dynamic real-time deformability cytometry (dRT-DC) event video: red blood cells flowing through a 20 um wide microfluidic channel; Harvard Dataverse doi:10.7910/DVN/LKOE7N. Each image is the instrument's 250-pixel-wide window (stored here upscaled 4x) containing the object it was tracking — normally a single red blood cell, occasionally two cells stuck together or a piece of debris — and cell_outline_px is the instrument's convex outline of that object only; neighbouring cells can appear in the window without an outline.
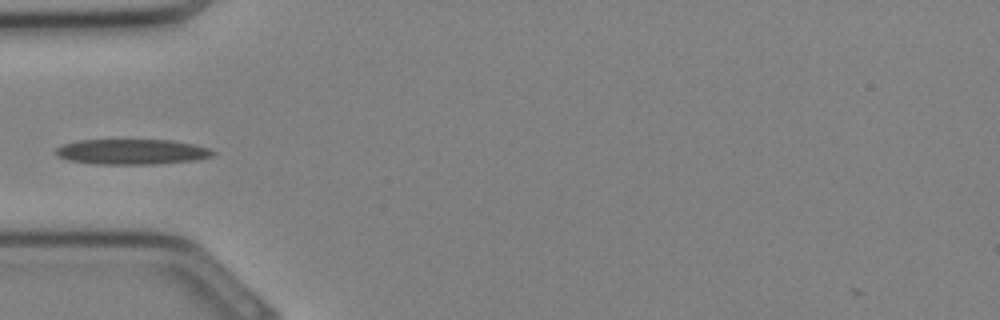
{"species": "Egyptian fruit bat (a non-hibernating species)", "species_latin": "Rousettus aegyptiacus", "temperature_condition": "cold", "stored_images_in_passage": 23, "camera_frame_rate_fps": 3000, "um_per_image_px": 0.085, "animal": {"sex": "female"}, "frame": {"image": 1, "passage_image": 1, "time_ms": 0.0, "image_size_px": [1000, 320], "cell_outline_px": [[216, 152], [212, 156], [196, 160], [156, 164], [92, 164], [68, 160], [56, 156], [56, 148], [64, 144], [80, 140], [172, 140], [192, 144], [208, 148]], "centroid_in_image_um": [11.2, 12.91], "position_along_channel_um": 73.8, "area_um2": 23.18}}
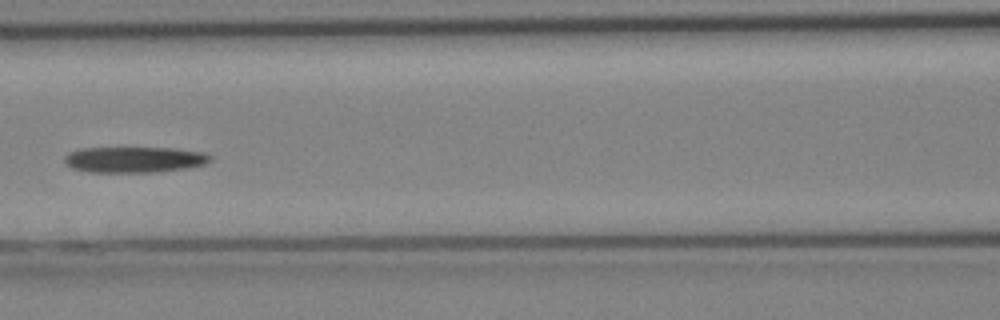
{"frame": {"image": 2, "passage_image": 5, "time_ms": 1.333, "image_size_px": [1000, 320], "cell_outline_px": [[212, 160], [204, 164], [188, 168], [152, 172], [88, 172], [72, 168], [64, 160], [64, 156], [72, 152], [84, 148], [176, 148], [204, 152], [212, 156]], "centroid_in_image_um": [11.47, 13.56], "position_along_channel_um": 155.1, "area_um2": 21.91}}
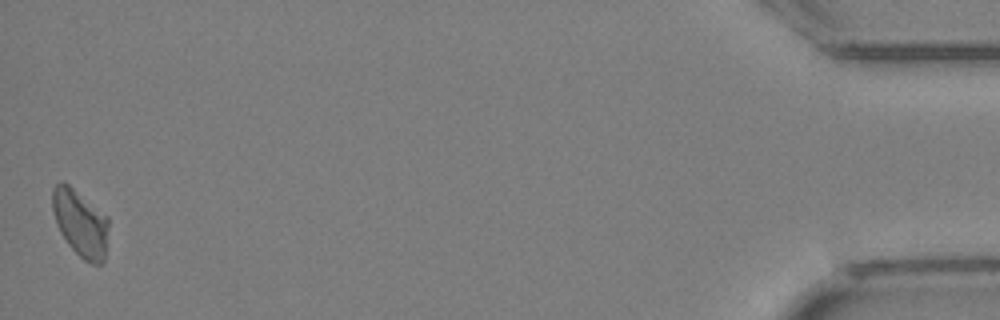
{"frame": {"image": 3, "passage_image": 23, "time_ms": 7.333, "image_size_px": [1000, 320], "cell_outline_px": [[108, 228], [104, 260], [100, 264], [92, 264], [84, 260], [68, 244], [60, 232], [56, 224], [52, 208], [52, 188], [56, 184], [68, 184], [108, 216]], "centroid_in_image_um": [6.83, 18.98], "position_along_channel_um": 428.4, "area_um2": 21.62}}